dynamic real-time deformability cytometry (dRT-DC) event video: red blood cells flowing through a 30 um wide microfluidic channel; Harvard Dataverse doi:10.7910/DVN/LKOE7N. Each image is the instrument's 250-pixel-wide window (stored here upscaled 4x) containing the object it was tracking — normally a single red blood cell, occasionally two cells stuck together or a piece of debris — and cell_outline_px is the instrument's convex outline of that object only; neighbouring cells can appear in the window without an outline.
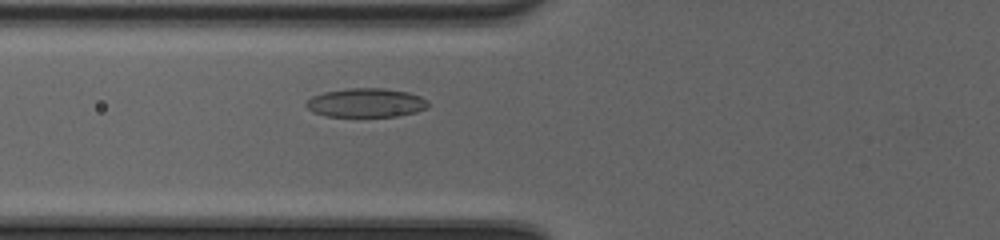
{"species": "common noctule bat (a hibernating species)", "species_latin": "Nyctalus noctula", "temperature_condition": "cold", "stored_images_in_passage": 40, "camera_frame_rate_fps": 3000, "um_per_image_px": 0.085, "animal": {"sex": "female", "body_mass_g": 20.0, "forearm_length_mm": 54.0}, "frame": {"image": 1, "passage_image": 10, "time_ms": 3.0, "image_size_px": [1000, 240], "cell_outline_px": [[428, 108], [416, 112], [400, 116], [324, 116], [312, 112], [304, 104], [312, 96], [324, 92], [348, 88], [384, 88], [408, 92], [420, 96], [428, 100]], "centroid_in_image_um": [31.12, 8.73], "position_along_channel_um": 94.7, "area_um2": 20.69}}
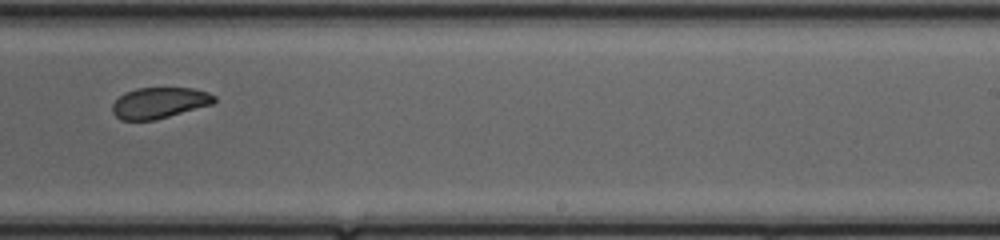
{"frame": {"image": 2, "passage_image": 23, "time_ms": 7.333, "image_size_px": [1000, 240], "cell_outline_px": [[216, 100], [212, 104], [156, 120], [120, 120], [112, 112], [112, 104], [124, 92], [136, 88], [192, 88], [208, 92], [216, 96]], "centroid_in_image_um": [13.53, 8.74], "position_along_channel_um": 275.5, "area_um2": 18.44}}
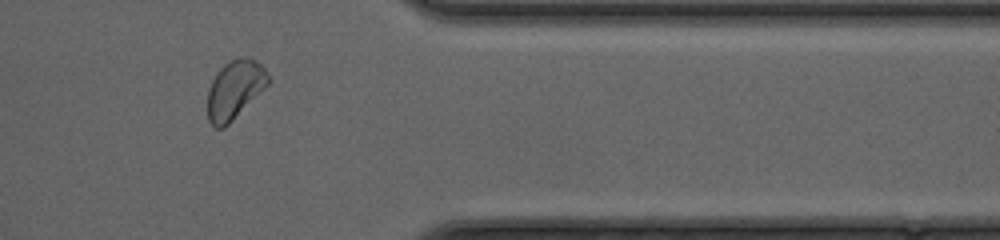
{"frame": {"image": 3, "passage_image": 32, "time_ms": 10.333, "image_size_px": [1000, 240], "cell_outline_px": [[272, 80], [224, 128], [216, 128], [208, 120], [208, 88], [216, 72], [224, 64], [240, 56], [248, 56], [256, 60], [264, 68]], "centroid_in_image_um": [19.95, 7.58], "position_along_channel_um": 391.4, "area_um2": 20.58}, "authors_computed_cell_mechanics": {"area_um2": 20.3745, "velocity_mm_per_s": 4.1794, "shape_relaxation_time_tau1_ms": 3.6587, "shape_relaxation_time_tau2_ms": 2.7273, "deformation_change_tau1": 0.0917, "deformation_change_tau2": 0.0651}}